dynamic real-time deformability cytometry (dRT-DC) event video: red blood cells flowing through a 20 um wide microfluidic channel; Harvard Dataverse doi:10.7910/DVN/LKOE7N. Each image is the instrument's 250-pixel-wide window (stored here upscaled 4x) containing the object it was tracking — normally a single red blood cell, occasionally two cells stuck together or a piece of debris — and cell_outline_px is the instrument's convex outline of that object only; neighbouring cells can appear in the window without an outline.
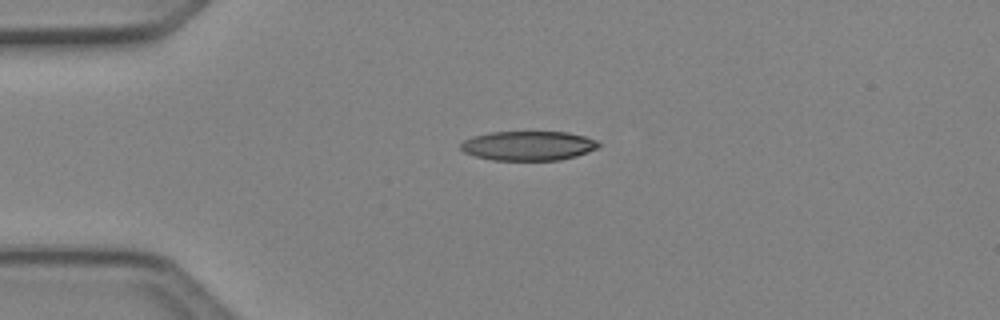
{"species": "Egyptian fruit bat (a non-hibernating species)", "species_latin": "Rousettus aegyptiacus", "temperature_condition": "cold", "stored_images_in_passage": 4, "camera_frame_rate_fps": 3000, "um_per_image_px": 0.085, "animal": {"sex": "female"}, "frame": {"image": 1, "passage_image": 2, "time_ms": 0.333, "image_size_px": [1000, 320], "cell_outline_px": [[600, 148], [576, 156], [560, 160], [492, 160], [476, 156], [464, 152], [460, 148], [460, 144], [464, 140], [472, 136], [492, 132], [568, 132], [584, 136], [596, 140], [600, 144]], "centroid_in_image_um": [44.92, 12.39], "position_along_channel_um": 40.1, "area_um2": 23.7}}
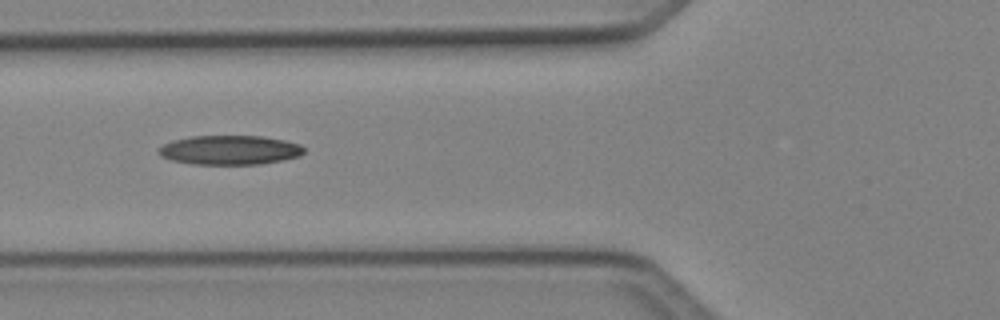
{"frame": {"image": 2, "passage_image": 4, "time_ms": 1.0, "image_size_px": [1000, 320], "cell_outline_px": [[304, 152], [300, 156], [284, 160], [260, 164], [192, 164], [172, 160], [160, 156], [156, 152], [164, 144], [172, 140], [192, 136], [260, 136], [284, 140], [300, 144], [304, 148]], "centroid_in_image_um": [19.53, 12.75], "position_along_channel_um": 106.3, "area_um2": 24.85}}